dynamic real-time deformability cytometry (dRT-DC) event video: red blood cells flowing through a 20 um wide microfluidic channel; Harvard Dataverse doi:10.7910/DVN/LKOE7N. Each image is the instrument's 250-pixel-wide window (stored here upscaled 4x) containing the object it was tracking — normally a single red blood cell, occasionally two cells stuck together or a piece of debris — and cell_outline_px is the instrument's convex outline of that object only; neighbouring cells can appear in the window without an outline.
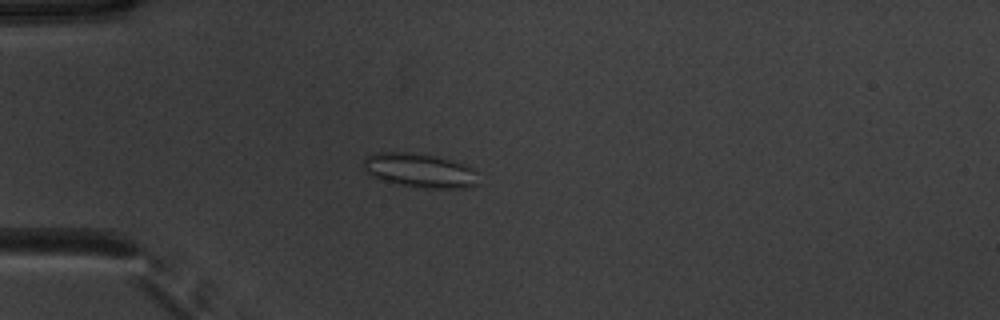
{"species": "common noctule bat (a hibernating species)", "species_latin": "Nyctalus noctula", "temperature_condition": "warm", "stored_images_in_passage": 53, "camera_frame_rate_fps": 3000, "um_per_image_px": 0.085, "animal": {"sex": "male", "body_mass_g": 20.1, "forearm_length_mm": 53.5}, "frame": {"image": 1, "passage_image": 16, "time_ms": 5.0, "image_size_px": [1000, 320], "cell_outline_px": [[480, 184], [464, 188], [424, 188], [396, 184], [372, 176], [364, 172], [364, 156], [376, 152], [408, 152], [432, 156], [464, 164], [472, 168], [476, 172]], "centroid_in_image_um": [35.66, 14.5], "position_along_channel_um": 49.3, "area_um2": 22.89}}
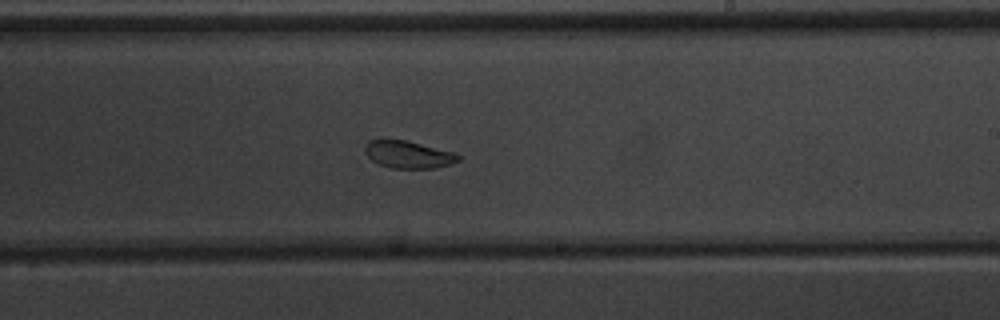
{"frame": {"image": 2, "passage_image": 33, "time_ms": 10.667, "image_size_px": [1000, 320], "cell_outline_px": [[460, 160], [436, 168], [392, 168], [380, 164], [372, 160], [364, 152], [364, 148], [368, 140], [404, 140], [456, 152], [460, 156]], "centroid_in_image_um": [34.72, 13.13], "position_along_channel_um": 254.3, "area_um2": 14.74}}
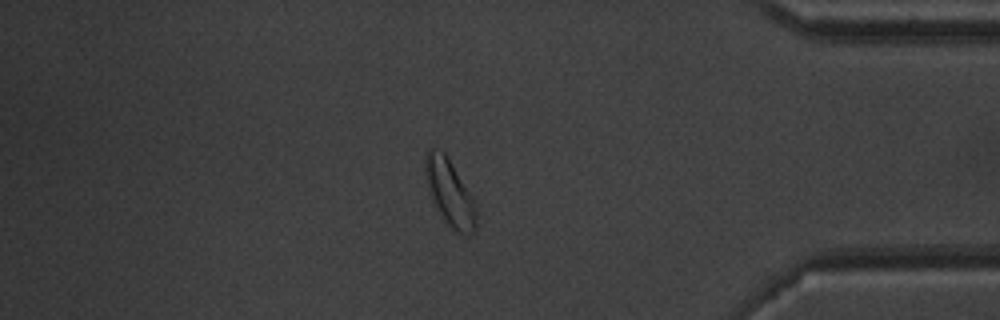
{"frame": {"image": 3, "passage_image": 46, "time_ms": 15.0, "image_size_px": [1000, 320], "cell_outline_px": [[476, 228], [468, 236], [464, 236], [456, 232], [440, 216], [432, 200], [428, 188], [424, 168], [424, 160], [428, 148], [432, 148], [444, 152], [472, 196], [476, 208]], "centroid_in_image_um": [38.22, 16.41], "position_along_channel_um": 397.0, "area_um2": 19.65}, "authors_computed_cell_mechanics": {"area_um2": 19.1318, "velocity_mm_per_s": 3.909, "shape_relaxation_time_tau1_ms": 2.3432, "shape_relaxation_time_tau2_ms": 1.4004, "deformation_change_tau1": 0.0762, "deformation_change_tau2": 0.0598}}